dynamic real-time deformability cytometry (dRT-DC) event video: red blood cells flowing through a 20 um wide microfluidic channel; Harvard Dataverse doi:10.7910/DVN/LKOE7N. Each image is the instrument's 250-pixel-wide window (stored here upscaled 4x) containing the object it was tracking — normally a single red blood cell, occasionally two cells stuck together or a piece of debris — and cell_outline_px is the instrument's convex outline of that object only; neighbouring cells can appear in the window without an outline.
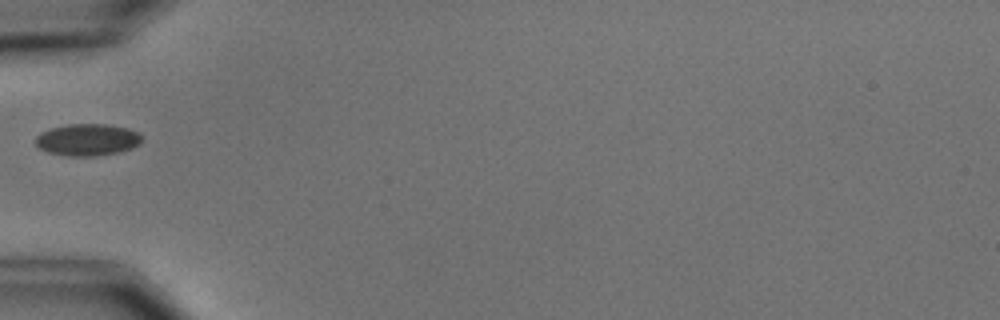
{"species": "common noctule bat (a hibernating species)", "species_latin": "Nyctalus noctula", "temperature_condition": "cold", "stored_images_in_passage": 3, "camera_frame_rate_fps": 3000, "um_per_image_px": 0.085, "animal": {"sex": "male", "body_mass_g": 15.6}, "frame": {"image": 1, "passage_image": 2, "time_ms": 1.333, "image_size_px": [1000, 320], "cell_outline_px": [[144, 140], [140, 144], [132, 148], [120, 152], [96, 156], [64, 156], [48, 152], [40, 148], [36, 144], [36, 136], [40, 132], [52, 128], [68, 124], [104, 124], [128, 128], [140, 132]], "centroid_in_image_um": [7.48, 11.88], "position_along_channel_um": 77.5, "area_um2": 20.0}}